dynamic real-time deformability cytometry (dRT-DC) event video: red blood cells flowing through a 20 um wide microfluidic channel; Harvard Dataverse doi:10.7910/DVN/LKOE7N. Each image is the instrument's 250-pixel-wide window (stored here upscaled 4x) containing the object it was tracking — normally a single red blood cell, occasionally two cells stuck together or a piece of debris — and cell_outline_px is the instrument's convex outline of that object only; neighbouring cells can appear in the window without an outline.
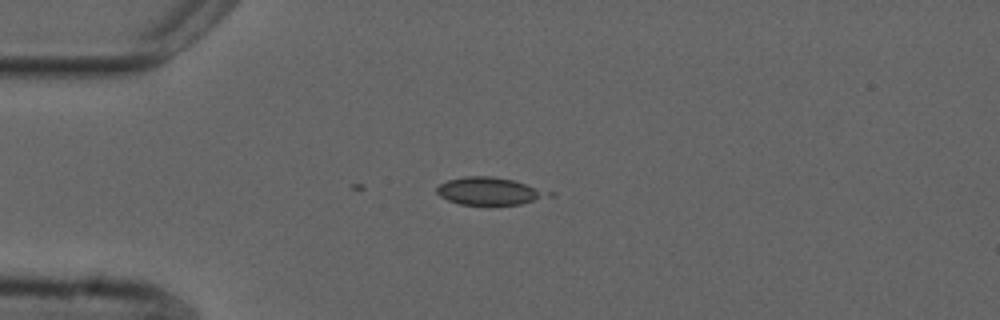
{"species": "common noctule bat (a hibernating species)", "species_latin": "Nyctalus noctula", "temperature_condition": "cold", "stored_images_in_passage": 3, "camera_frame_rate_fps": 3000, "um_per_image_px": 0.085, "animal": {"sex": "male", "forearm_length_mm": 52.5}, "frame": {"image": 1, "passage_image": 1, "time_ms": 0.0, "image_size_px": [1000, 320], "cell_outline_px": [[540, 196], [532, 200], [520, 204], [488, 208], [460, 204], [448, 200], [440, 196], [436, 192], [436, 188], [440, 184], [448, 180], [464, 176], [492, 176], [512, 180], [524, 184], [540, 192]], "centroid_in_image_um": [41.33, 16.29], "position_along_channel_um": 43.7, "area_um2": 17.51}}